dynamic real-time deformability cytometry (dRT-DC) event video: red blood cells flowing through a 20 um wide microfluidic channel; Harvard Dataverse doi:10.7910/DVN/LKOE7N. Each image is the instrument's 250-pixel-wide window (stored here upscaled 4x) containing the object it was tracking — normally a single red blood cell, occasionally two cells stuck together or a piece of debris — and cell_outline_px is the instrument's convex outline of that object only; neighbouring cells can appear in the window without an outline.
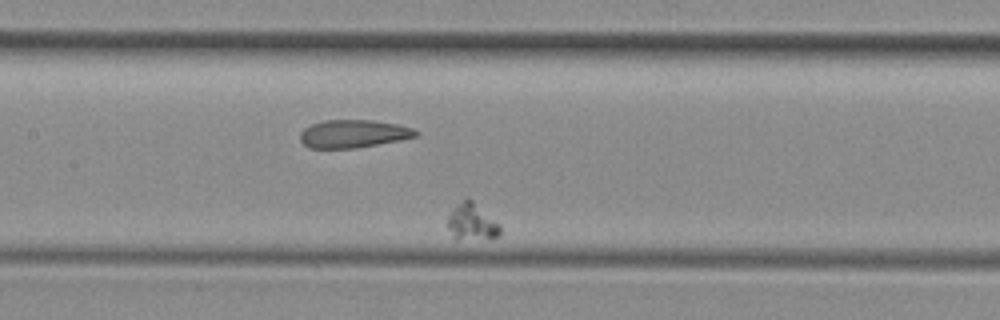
{"species": "common noctule bat (a hibernating species)", "species_latin": "Nyctalus noctula", "temperature_condition": "room temperature", "stored_images_in_passage": 34, "camera_frame_rate_fps": 3000, "um_per_image_px": 0.085, "animal": {"sex": "female", "body_mass_g": 29.2, "forearm_length_mm": 56.3}, "frame": {"image": 1, "passage_image": 13, "time_ms": 4.0, "image_size_px": [1000, 320], "cell_outline_px": [[500, 236], [492, 240], [456, 240], [452, 236], [448, 228], [448, 216], [468, 196], [500, 224]], "centroid_in_image_um": [40.16, 18.94], "position_along_channel_um": 167.2, "area_um2": 11.44}}
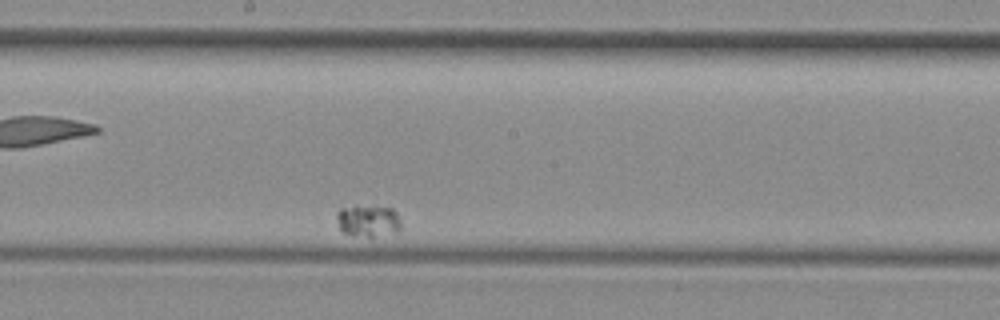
{"frame": {"image": 2, "passage_image": 18, "time_ms": 5.667, "image_size_px": [1000, 320], "cell_outline_px": [[400, 228], [396, 232], [372, 236], [352, 236], [344, 232], [340, 228], [336, 216], [336, 212], [340, 208], [392, 208], [396, 212], [400, 220]], "centroid_in_image_um": [31.28, 18.81], "position_along_channel_um": 216.9, "area_um2": 11.39}}